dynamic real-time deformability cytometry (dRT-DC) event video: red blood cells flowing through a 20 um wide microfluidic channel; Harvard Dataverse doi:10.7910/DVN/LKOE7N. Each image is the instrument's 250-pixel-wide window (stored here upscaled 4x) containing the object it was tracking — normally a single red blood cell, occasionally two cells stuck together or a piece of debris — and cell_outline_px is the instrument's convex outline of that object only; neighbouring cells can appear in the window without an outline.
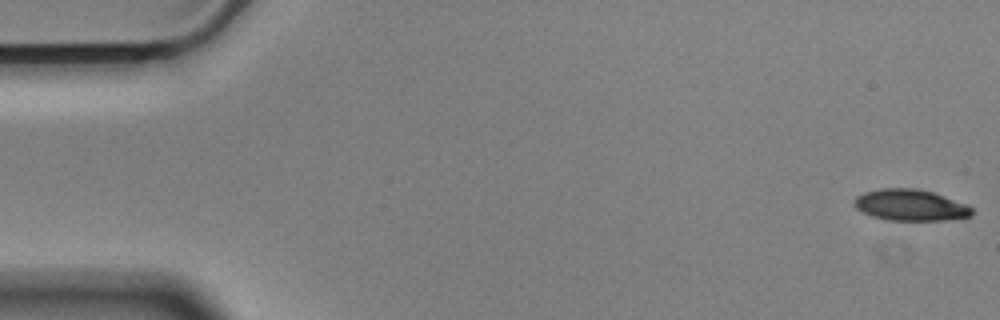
{"species": "Egyptian fruit bat (a non-hibernating species)", "species_latin": "Rousettus aegyptiacus", "temperature_condition": "cold", "stored_images_in_passage": 56, "camera_frame_rate_fps": 3000, "um_per_image_px": 0.085, "animal": {"sex": "male"}, "frame": {"image": 1, "passage_image": 1, "time_ms": 0.0, "image_size_px": [1000, 320], "cell_outline_px": [[972, 216], [944, 220], [884, 220], [872, 216], [856, 208], [856, 196], [864, 192], [880, 188], [916, 188], [932, 192], [964, 204], [972, 208]], "centroid_in_image_um": [77.36, 17.43], "position_along_channel_um": 7.6, "area_um2": 21.15}}
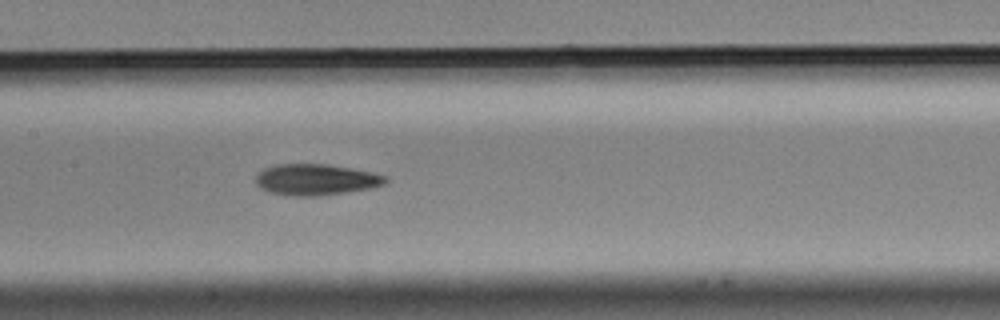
{"frame": {"image": 2, "passage_image": 27, "time_ms": 8.667, "image_size_px": [1000, 320], "cell_outline_px": [[388, 180], [384, 184], [368, 188], [320, 196], [288, 196], [268, 192], [260, 188], [256, 184], [256, 176], [264, 168], [276, 164], [328, 164], [352, 168], [384, 176]], "centroid_in_image_um": [26.78, 15.27], "position_along_channel_um": 180.6, "area_um2": 23.41}}
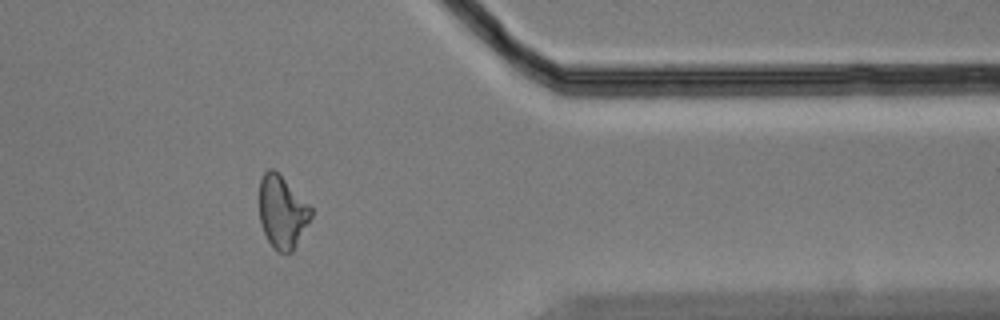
{"frame": {"image": 3, "passage_image": 46, "time_ms": 15.0, "image_size_px": [1000, 320], "cell_outline_px": [[312, 216], [292, 252], [276, 252], [272, 248], [264, 232], [260, 220], [260, 180], [264, 172], [268, 168], [272, 168], [312, 208]], "centroid_in_image_um": [23.97, 18.05], "position_along_channel_um": 387.4, "area_um2": 21.39}, "authors_computed_cell_mechanics": {"area_um2": 22.831, "velocity_mm_per_s": 3.5475, "shape_relaxation_time_tau1_ms": 4.8298, "shape_relaxation_time_tau2_ms": 8.4132, "deformation_change_tau1": 0.1389, "deformation_change_tau2": 0.1865}}